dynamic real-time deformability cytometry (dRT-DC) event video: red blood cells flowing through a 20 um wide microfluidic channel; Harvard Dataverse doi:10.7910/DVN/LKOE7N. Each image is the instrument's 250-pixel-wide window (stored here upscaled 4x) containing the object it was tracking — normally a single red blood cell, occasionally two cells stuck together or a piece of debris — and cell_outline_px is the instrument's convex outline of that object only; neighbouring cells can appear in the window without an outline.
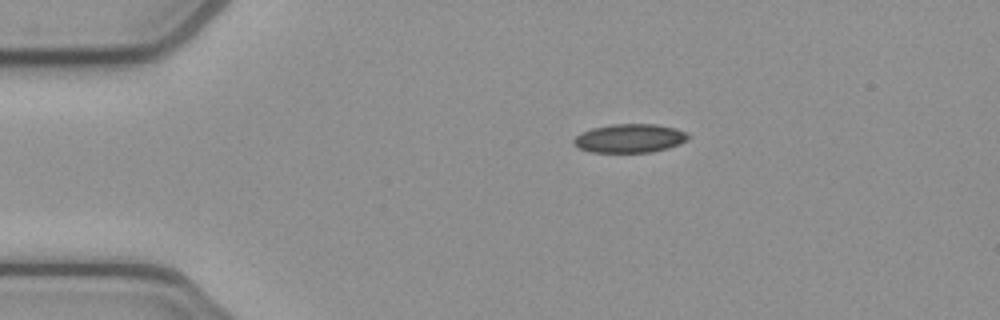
{"species": "common noctule bat (a hibernating species)", "species_latin": "Nyctalus noctula", "temperature_condition": "cold", "stored_images_in_passage": 44, "camera_frame_rate_fps": 3000, "um_per_image_px": 0.085, "animal": {"sex": "female", "body_mass_g": 21.9}, "frame": {"image": 1, "passage_image": 1, "time_ms": 0.0, "image_size_px": [1000, 320], "cell_outline_px": [[688, 140], [680, 144], [668, 148], [652, 152], [592, 152], [580, 148], [572, 144], [572, 140], [576, 136], [592, 128], [612, 124], [656, 124], [676, 128], [688, 132]], "centroid_in_image_um": [53.56, 11.75], "position_along_channel_um": 31.4, "area_um2": 19.19}}
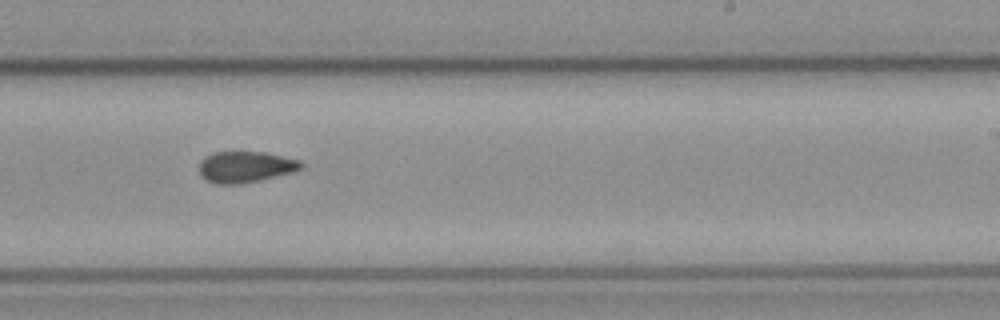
{"frame": {"image": 2, "passage_image": 23, "time_ms": 7.333, "image_size_px": [1000, 320], "cell_outline_px": [[304, 168], [292, 172], [244, 184], [216, 184], [204, 180], [200, 176], [200, 160], [204, 156], [212, 152], [264, 152], [300, 160], [304, 164]], "centroid_in_image_um": [20.84, 14.19], "position_along_channel_um": 268.2, "area_um2": 18.79}}
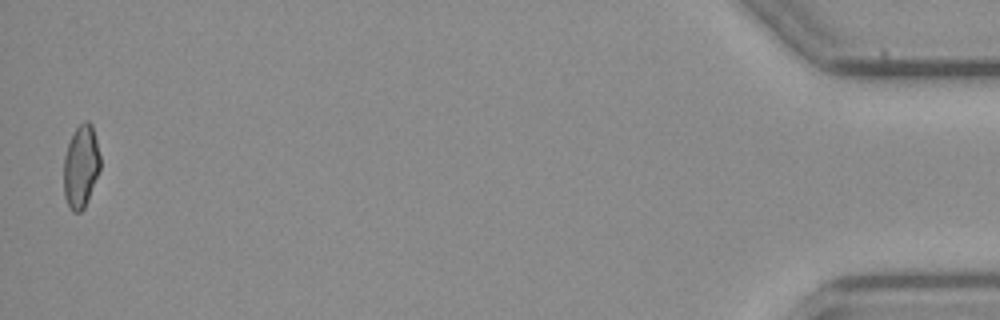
{"frame": {"image": 3, "passage_image": 43, "time_ms": 14.0, "image_size_px": [1000, 320], "cell_outline_px": [[100, 168], [84, 208], [80, 212], [72, 212], [64, 196], [64, 156], [68, 144], [76, 128], [84, 120], [88, 120], [92, 124], [100, 156]], "centroid_in_image_um": [6.87, 14.13], "position_along_channel_um": 428.3, "area_um2": 17.4}, "authors_computed_cell_mechanics": {"area_um2": 18.6694, "velocity_mm_per_s": 3.8726, "shape_relaxation_time_tau1_ms": null, "shape_relaxation_time_tau2_ms": 6.6988, "deformation_change_tau1": null, "deformation_change_tau2": 0.1212}}